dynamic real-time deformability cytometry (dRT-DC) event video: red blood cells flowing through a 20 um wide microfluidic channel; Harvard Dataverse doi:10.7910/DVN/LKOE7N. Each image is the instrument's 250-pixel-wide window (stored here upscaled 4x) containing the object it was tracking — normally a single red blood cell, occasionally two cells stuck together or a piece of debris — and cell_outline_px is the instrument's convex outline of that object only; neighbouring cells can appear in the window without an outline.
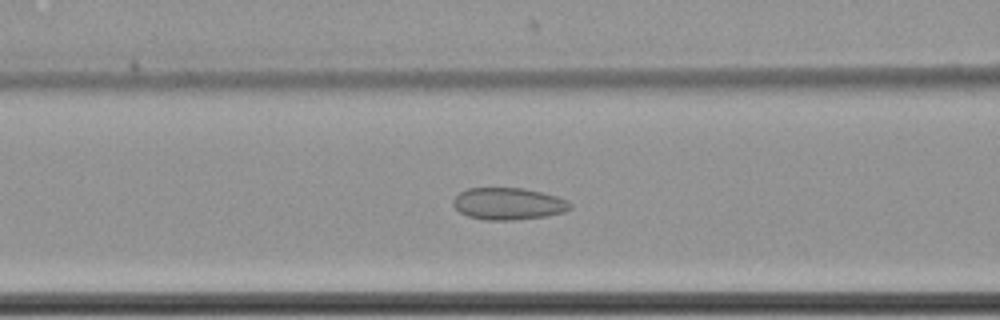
{"species": "common noctule bat (a hibernating species)", "species_latin": "Nyctalus noctula", "temperature_condition": "cold", "stored_images_in_passage": 61, "camera_frame_rate_fps": 3000, "um_per_image_px": 0.085, "animal": {"sex": "female", "body_mass_g": 22.7, "forearm_length_mm": 54.2}, "frame": {"image": 1, "passage_image": 27, "time_ms": 8.667, "image_size_px": [1000, 320], "cell_outline_px": [[572, 208], [564, 212], [544, 216], [512, 220], [484, 220], [468, 216], [460, 212], [452, 204], [452, 200], [460, 192], [468, 188], [524, 188], [556, 196], [568, 200], [572, 204]], "centroid_in_image_um": [43.2, 17.32], "position_along_channel_um": 123.4, "area_um2": 21.79}}
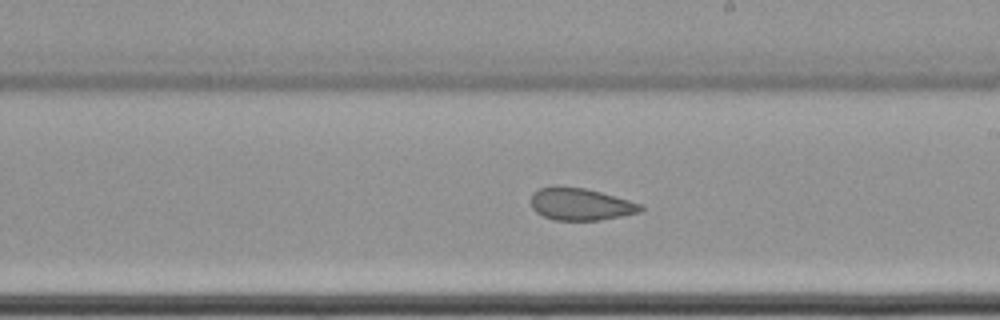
{"frame": {"image": 2, "passage_image": 37, "time_ms": 12.0, "image_size_px": [1000, 320], "cell_outline_px": [[644, 208], [640, 212], [600, 220], [552, 220], [536, 212], [532, 208], [532, 192], [540, 188], [552, 184], [556, 184], [584, 188], [600, 192], [628, 200], [640, 204]], "centroid_in_image_um": [49.29, 17.33], "position_along_channel_um": 239.7, "area_um2": 20.69}}
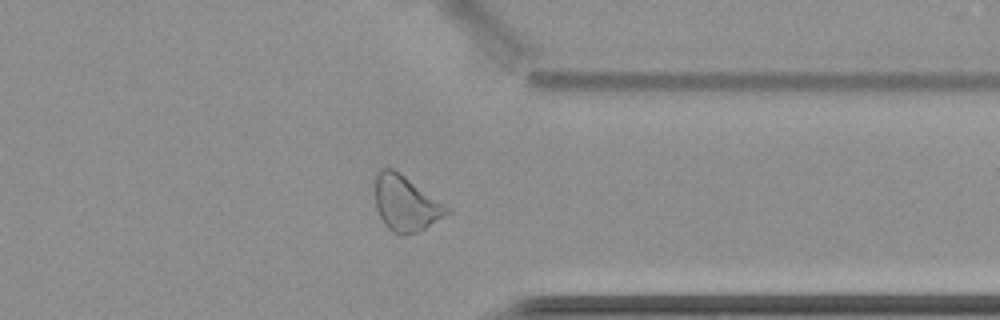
{"frame": {"image": 3, "passage_image": 49, "time_ms": 16.0, "image_size_px": [1000, 320], "cell_outline_px": [[452, 212], [424, 228], [416, 232], [404, 236], [400, 236], [392, 232], [384, 224], [376, 208], [376, 176], [380, 168], [392, 168], [400, 172], [452, 208]], "centroid_in_image_um": [34.52, 17.29], "position_along_channel_um": 376.9, "area_um2": 23.35}, "authors_computed_cell_mechanics": {"area_um2": 25.2008, "velocity_mm_per_s": 3.4935, "shape_relaxation_time_tau1_ms": null, "shape_relaxation_time_tau2_ms": 2.4584, "deformation_change_tau1": null, "deformation_change_tau2": 0.0808}}